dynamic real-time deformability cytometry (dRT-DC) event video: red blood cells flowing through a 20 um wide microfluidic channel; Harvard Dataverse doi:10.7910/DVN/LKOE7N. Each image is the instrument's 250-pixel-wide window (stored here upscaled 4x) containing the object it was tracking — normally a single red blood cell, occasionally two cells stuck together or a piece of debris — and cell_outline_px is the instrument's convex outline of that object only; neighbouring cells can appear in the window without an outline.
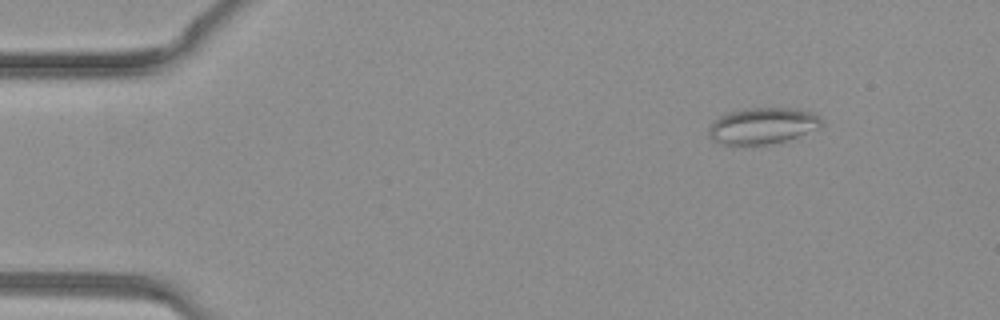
{"species": "common noctule bat (a hibernating species)", "species_latin": "Nyctalus noctula", "temperature_condition": "warm", "stored_images_in_passage": 35, "camera_frame_rate_fps": 3000, "um_per_image_px": 0.085, "animal": {"sex": "female", "body_mass_g": 19.3, "forearm_length_mm": 54.1}, "frame": {"image": 1, "passage_image": 1, "time_ms": 0.0, "image_size_px": [1000, 320], "cell_outline_px": [[820, 128], [772, 144], [732, 148], [720, 144], [712, 140], [708, 136], [708, 128], [720, 116], [728, 112], [752, 108], [796, 108], [812, 112], [820, 120]], "centroid_in_image_um": [64.72, 10.74], "position_along_channel_um": 20.3, "area_um2": 24.22}}
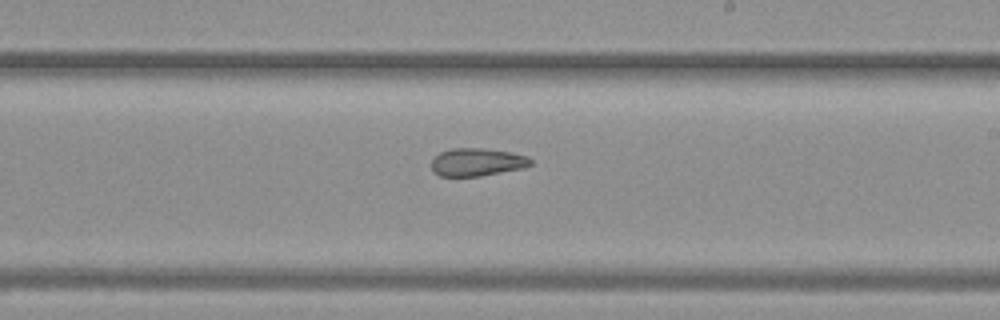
{"frame": {"image": 2, "passage_image": 19, "time_ms": 6.0, "image_size_px": [1000, 320], "cell_outline_px": [[532, 164], [524, 168], [480, 176], [440, 176], [432, 172], [432, 160], [440, 152], [452, 148], [484, 148], [512, 152], [528, 156], [532, 160]], "centroid_in_image_um": [40.57, 13.77], "position_along_channel_um": 248.4, "area_um2": 16.24}}
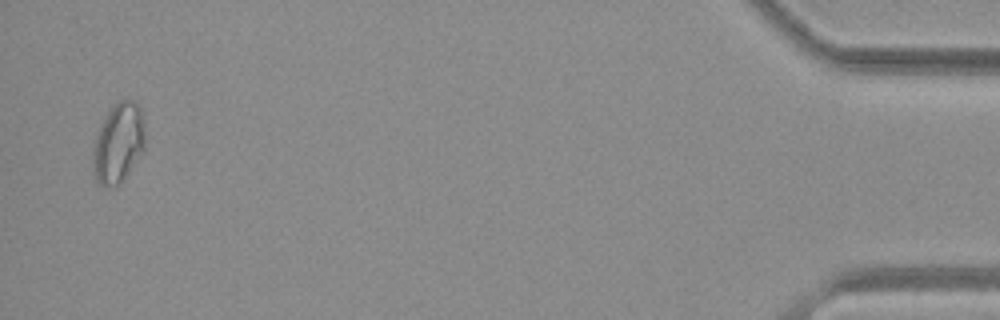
{"frame": {"image": 3, "passage_image": 34, "time_ms": 11.0, "image_size_px": [1000, 320], "cell_outline_px": [[144, 152], [128, 172], [116, 184], [104, 188], [96, 180], [92, 172], [92, 144], [100, 124], [104, 116], [112, 104], [116, 100], [128, 96], [136, 100], [140, 104], [144, 116]], "centroid_in_image_um": [10.05, 12.05], "position_along_channel_um": 425.1, "area_um2": 25.2}}